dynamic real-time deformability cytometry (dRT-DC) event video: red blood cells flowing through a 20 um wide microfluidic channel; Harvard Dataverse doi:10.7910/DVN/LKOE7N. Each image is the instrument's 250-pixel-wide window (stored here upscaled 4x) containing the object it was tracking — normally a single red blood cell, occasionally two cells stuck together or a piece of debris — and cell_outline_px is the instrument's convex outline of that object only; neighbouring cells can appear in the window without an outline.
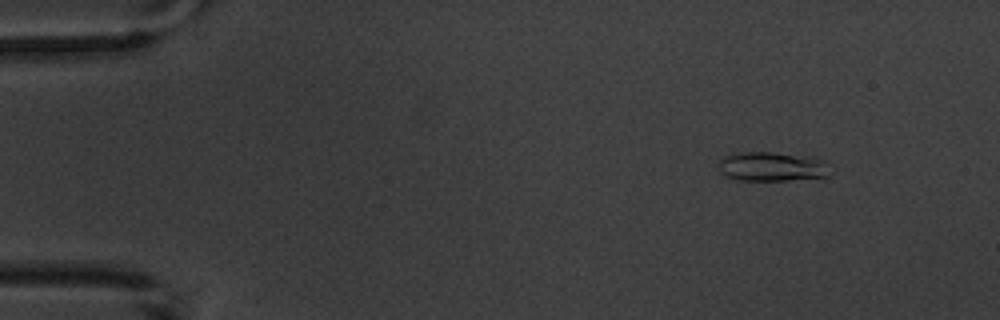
{"species": "common noctule bat (a hibernating species)", "species_latin": "Nyctalus noctula", "temperature_condition": "warm", "stored_images_in_passage": 6, "camera_frame_rate_fps": 3000, "um_per_image_px": 0.085, "animal": {"sex": "male", "body_mass_g": 20.1, "forearm_length_mm": 53.5}, "frame": {"image": 1, "passage_image": 2, "time_ms": 2.0, "image_size_px": [1000, 320], "cell_outline_px": [[828, 176], [824, 180], [736, 180], [724, 176], [720, 172], [720, 160], [724, 156], [744, 152], [772, 152], [816, 156], [824, 160]], "centroid_in_image_um": [65.69, 14.18], "position_along_channel_um": 19.3, "area_um2": 19.54}}
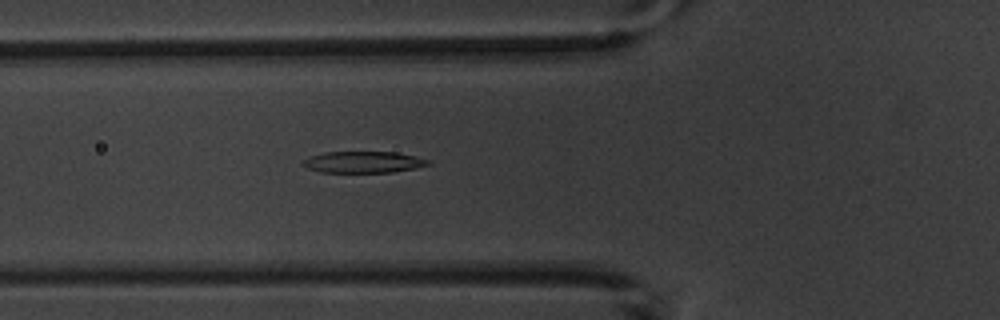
{"frame": {"image": 2, "passage_image": 6, "time_ms": 6.667, "image_size_px": [1000, 320], "cell_outline_px": [[432, 164], [416, 168], [392, 172], [320, 172], [308, 168], [304, 164], [304, 160], [312, 156], [324, 152], [396, 152], [416, 156], [432, 160]], "centroid_in_image_um": [30.98, 13.77], "position_along_channel_um": 94.8, "area_um2": 15.61}}